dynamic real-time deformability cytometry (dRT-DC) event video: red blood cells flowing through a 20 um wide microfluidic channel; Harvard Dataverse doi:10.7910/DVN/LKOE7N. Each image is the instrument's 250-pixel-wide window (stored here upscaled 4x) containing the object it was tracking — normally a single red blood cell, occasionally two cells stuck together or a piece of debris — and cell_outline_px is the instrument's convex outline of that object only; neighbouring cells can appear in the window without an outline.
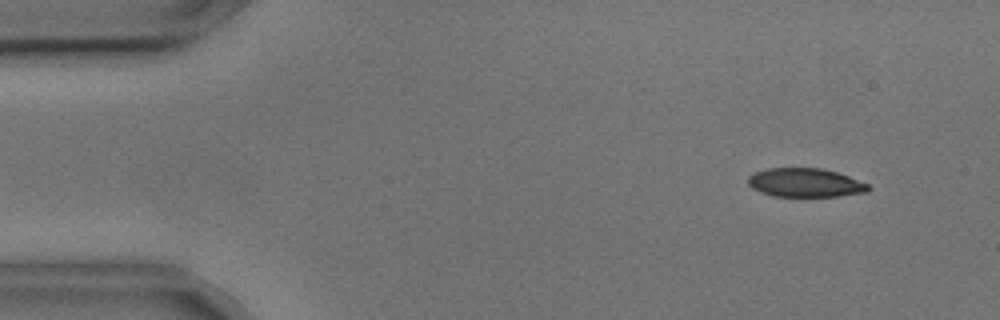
{"species": "common noctule bat (a hibernating species)", "species_latin": "Nyctalus noctula", "temperature_condition": "cold", "stored_images_in_passage": 55, "camera_frame_rate_fps": 3000, "um_per_image_px": 0.085, "animal": {"sex": "male", "body_mass_g": 17.9, "forearm_length_mm": 54.2}, "frame": {"image": 1, "passage_image": 5, "time_ms": 1.333, "image_size_px": [1000, 320], "cell_outline_px": [[872, 188], [868, 192], [840, 196], [772, 196], [760, 192], [752, 188], [748, 184], [748, 176], [756, 172], [768, 168], [820, 168], [836, 172], [848, 176], [868, 184]], "centroid_in_image_um": [68.45, 15.53], "position_along_channel_um": 16.6, "area_um2": 20.17}}
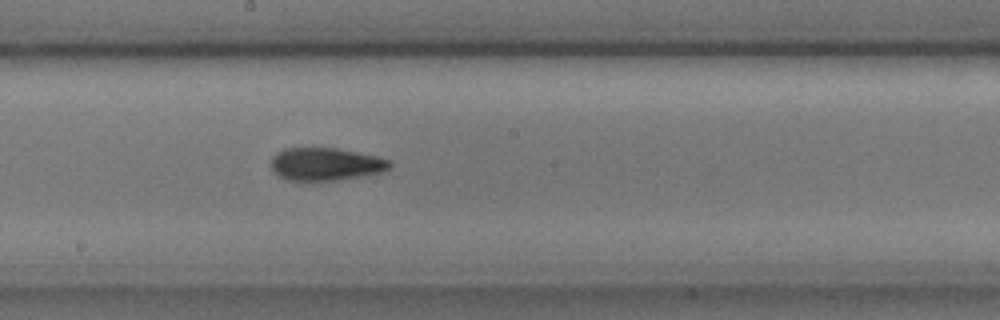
{"frame": {"image": 2, "passage_image": 29, "time_ms": 9.333, "image_size_px": [1000, 320], "cell_outline_px": [[392, 168], [380, 172], [340, 180], [308, 184], [288, 180], [280, 176], [272, 168], [272, 156], [276, 152], [284, 148], [336, 148], [376, 156], [392, 160]], "centroid_in_image_um": [27.67, 13.99], "position_along_channel_um": 220.5, "area_um2": 23.29}}
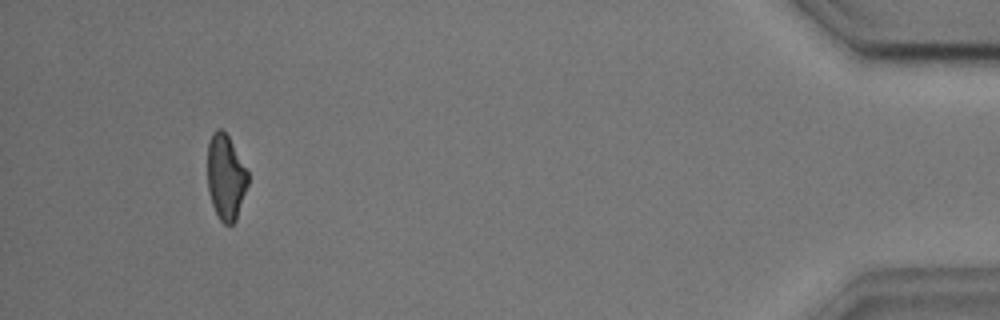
{"frame": {"image": 3, "passage_image": 51, "time_ms": 16.667, "image_size_px": [1000, 320], "cell_outline_px": [[248, 184], [236, 220], [232, 224], [224, 224], [220, 220], [212, 204], [208, 188], [208, 140], [212, 132], [216, 128], [220, 128], [228, 136], [248, 172]], "centroid_in_image_um": [19.18, 15.05], "position_along_channel_um": 416.0, "area_um2": 19.94}, "authors_computed_cell_mechanics": {"area_um2": 21.7328, "velocity_mm_per_s": 3.6389, "shape_relaxation_time_tau1_ms": 5.0537, "shape_relaxation_time_tau2_ms": 2.6482, "deformation_change_tau1": 0.1461, "deformation_change_tau2": 0.0985}}